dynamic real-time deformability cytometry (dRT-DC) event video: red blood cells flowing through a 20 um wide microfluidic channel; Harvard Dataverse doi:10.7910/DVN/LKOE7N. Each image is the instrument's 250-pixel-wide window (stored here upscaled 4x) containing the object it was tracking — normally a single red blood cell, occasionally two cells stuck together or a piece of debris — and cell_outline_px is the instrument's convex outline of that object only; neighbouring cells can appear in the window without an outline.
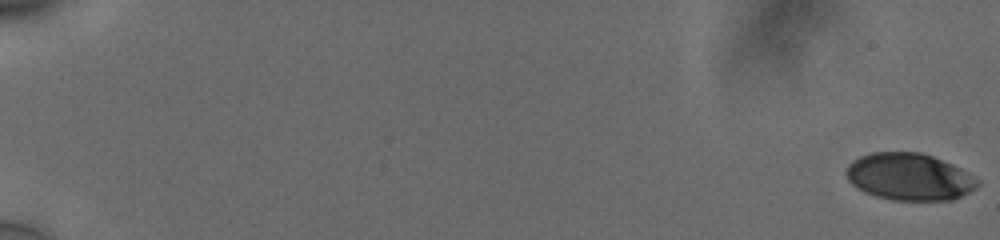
{"species": "human", "species_latin": "Homo sapiens", "temperature_condition": "cold", "stored_images_in_passage": 58, "camera_frame_rate_fps": 3000, "um_per_image_px": 0.085, "donor": {"sex": "male"}, "frame": {"image": 1, "passage_image": 1, "time_ms": 0.0, "image_size_px": [1000, 240], "cell_outline_px": [[980, 184], [976, 188], [952, 200], [892, 200], [876, 196], [864, 192], [856, 188], [848, 180], [844, 172], [848, 164], [852, 160], [860, 156], [872, 152], [920, 152], [932, 156], [952, 164], [968, 172], [980, 180]], "centroid_in_image_um": [77.27, 15.02], "position_along_channel_um": 7.7, "area_um2": 36.24}}
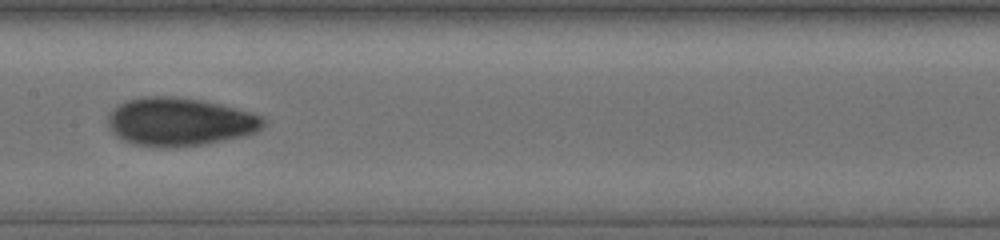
{"frame": {"image": 2, "passage_image": 33, "time_ms": 10.667, "image_size_px": [1000, 240], "cell_outline_px": [[264, 124], [256, 132], [244, 136], [204, 144], [172, 148], [160, 148], [132, 144], [120, 140], [108, 128], [108, 112], [112, 108], [128, 100], [144, 96], [176, 96], [204, 100], [220, 104], [248, 112], [260, 116], [264, 120]], "centroid_in_image_um": [15.2, 10.36], "position_along_channel_um": 192.2, "area_um2": 44.04}}
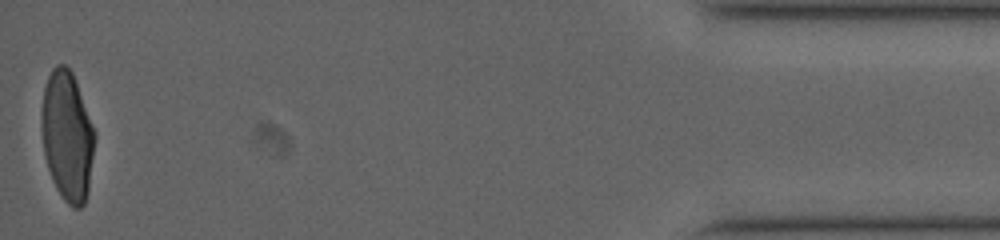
{"frame": {"image": 3, "passage_image": 58, "time_ms": 19.0, "image_size_px": [1000, 240], "cell_outline_px": [[96, 136], [88, 192], [84, 204], [80, 208], [72, 208], [64, 200], [56, 188], [52, 180], [44, 156], [40, 124], [40, 112], [44, 88], [48, 76], [52, 68], [56, 64], [64, 64], [72, 72], [96, 132]], "centroid_in_image_um": [5.7, 11.56], "position_along_channel_um": 429.5, "area_um2": 40.69}, "authors_computed_cell_mechanics": {"area_um2": 40.0554, "velocity_mm_per_s": 3.7829, "shape_relaxation_time_tau1_ms": 4.7761, "shape_relaxation_time_tau2_ms": 1.3439, "deformation_change_tau1": 0.1733, "deformation_change_tau2": 0.0592}}